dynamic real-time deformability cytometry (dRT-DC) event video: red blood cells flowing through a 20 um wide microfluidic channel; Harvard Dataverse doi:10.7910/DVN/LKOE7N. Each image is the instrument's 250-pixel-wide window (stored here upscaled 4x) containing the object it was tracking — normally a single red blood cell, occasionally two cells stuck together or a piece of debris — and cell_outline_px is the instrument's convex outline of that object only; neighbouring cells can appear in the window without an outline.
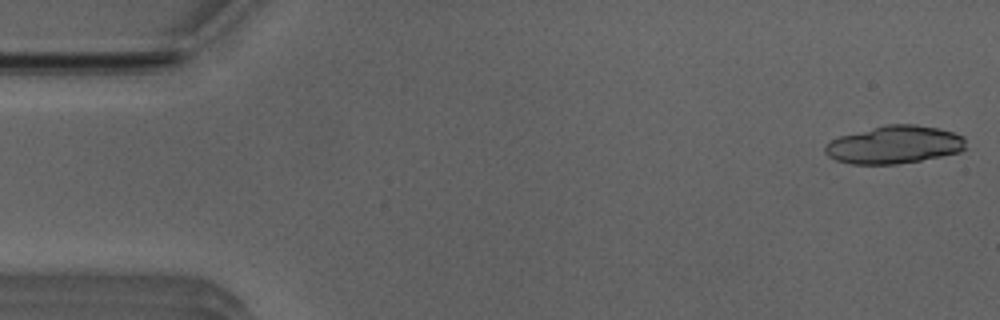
{"species": "Egyptian fruit bat (a non-hibernating species)", "species_latin": "Rousettus aegyptiacus", "temperature_condition": "room temperature", "stored_images_in_passage": 17, "camera_frame_rate_fps": 3000, "um_per_image_px": 0.085, "animal": {"sex": "male"}, "frame": {"image": 1, "passage_image": 1, "time_ms": 0.0, "image_size_px": [1000, 320], "cell_outline_px": [[964, 148], [960, 152], [920, 160], [896, 164], [852, 164], [836, 160], [828, 156], [824, 152], [824, 148], [832, 140], [840, 136], [884, 124], [916, 124], [936, 128], [952, 132], [964, 136]], "centroid_in_image_um": [76.0, 12.3], "position_along_channel_um": 9.0, "area_um2": 30.81}}
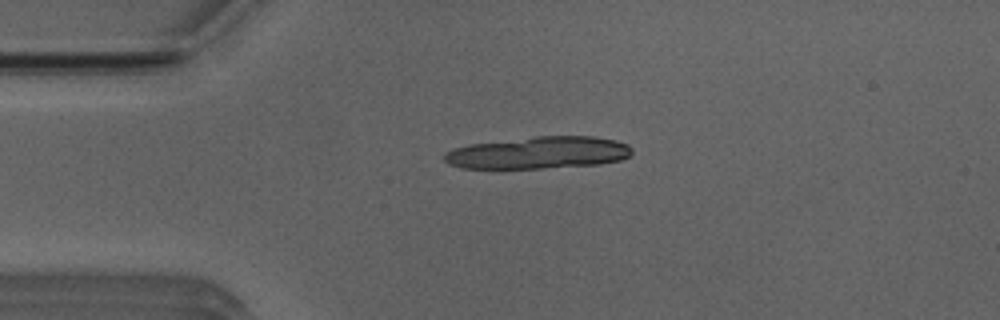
{"frame": {"image": 2, "passage_image": 11, "time_ms": 3.333, "image_size_px": [1000, 320], "cell_outline_px": [[632, 152], [628, 156], [620, 160], [600, 164], [540, 168], [460, 168], [448, 164], [444, 160], [444, 152], [452, 148], [468, 144], [536, 136], [592, 136], [616, 140], [628, 144], [632, 148]], "centroid_in_image_um": [45.74, 12.97], "position_along_channel_um": 39.3, "area_um2": 35.32}}